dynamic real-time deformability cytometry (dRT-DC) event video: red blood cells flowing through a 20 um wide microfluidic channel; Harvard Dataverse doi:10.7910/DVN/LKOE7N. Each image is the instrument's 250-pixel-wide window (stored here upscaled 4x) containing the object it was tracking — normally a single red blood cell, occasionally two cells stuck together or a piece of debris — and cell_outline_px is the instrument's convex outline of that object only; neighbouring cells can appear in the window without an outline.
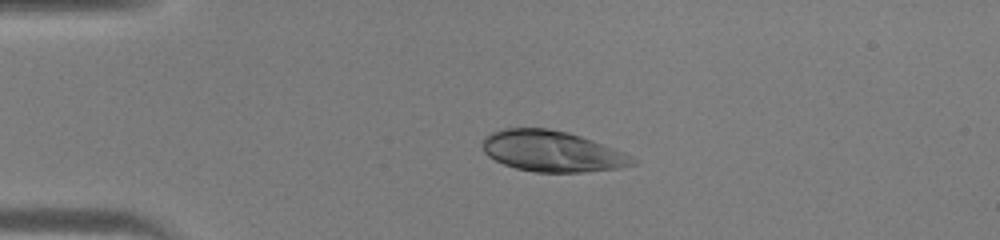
{"species": "human", "species_latin": "Homo sapiens", "temperature_condition": "warm", "stored_images_in_passage": 36, "camera_frame_rate_fps": 3000, "um_per_image_px": 0.085, "donor": {"sex": "male"}, "frame": {"image": 1, "passage_image": 2, "time_ms": 0.333, "image_size_px": [1000, 240], "cell_outline_px": [[640, 160], [636, 164], [620, 168], [584, 172], [536, 172], [516, 168], [504, 164], [488, 156], [484, 152], [480, 144], [484, 136], [492, 132], [504, 128], [548, 128], [568, 132], [592, 140], [632, 156]], "centroid_in_image_um": [46.91, 12.86], "position_along_channel_um": 38.1, "area_um2": 35.89}}
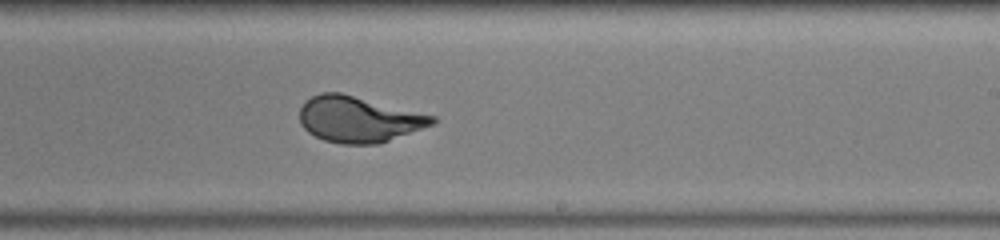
{"frame": {"image": 2, "passage_image": 19, "time_ms": 6.0, "image_size_px": [1000, 240], "cell_outline_px": [[436, 120], [432, 124], [388, 140], [376, 144], [340, 144], [324, 140], [308, 132], [300, 124], [300, 108], [304, 100], [320, 92], [340, 92], [436, 116]], "centroid_in_image_um": [30.42, 10.12], "position_along_channel_um": 258.6, "area_um2": 35.26}}
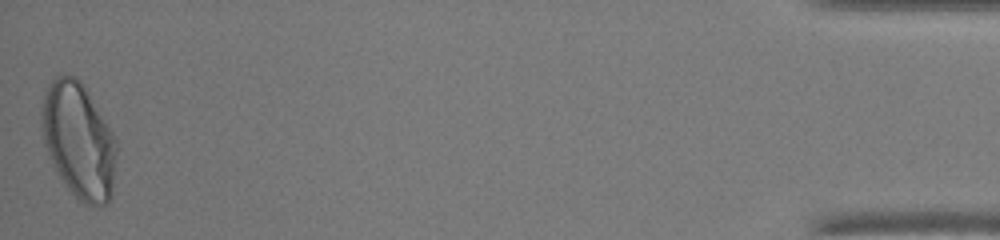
{"frame": {"image": 3, "passage_image": 36, "time_ms": 11.667, "image_size_px": [1000, 240], "cell_outline_px": [[116, 152], [112, 196], [108, 204], [84, 204], [76, 200], [64, 184], [48, 156], [44, 144], [40, 124], [40, 112], [44, 92], [48, 84], [56, 76], [76, 76], [84, 84], [112, 132], [116, 140]], "centroid_in_image_um": [6.66, 11.94], "position_along_channel_um": 428.5, "area_um2": 50.86}}